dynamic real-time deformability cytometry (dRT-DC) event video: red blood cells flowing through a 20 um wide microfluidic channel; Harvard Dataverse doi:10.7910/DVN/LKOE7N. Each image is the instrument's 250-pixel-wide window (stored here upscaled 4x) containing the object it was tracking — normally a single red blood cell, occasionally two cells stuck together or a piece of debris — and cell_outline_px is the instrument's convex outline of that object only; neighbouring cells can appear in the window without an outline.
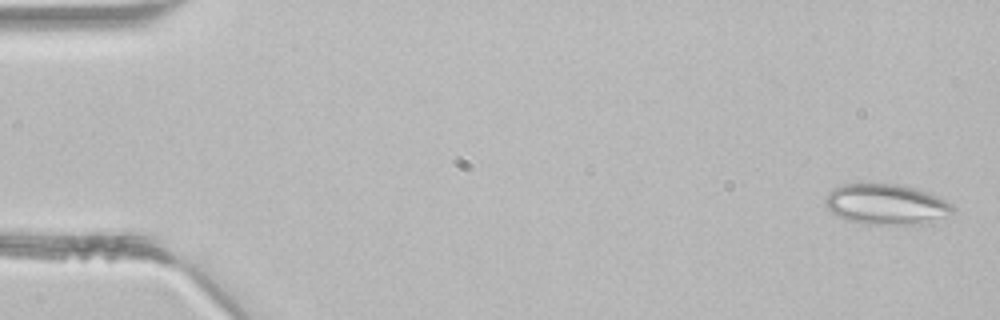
{"species": "common noctule bat (a hibernating species)", "species_latin": "Nyctalus noctula", "temperature_condition": "room temperature", "stored_images_in_passage": 3, "camera_frame_rate_fps": 3000, "um_per_image_px": 0.085, "animal": {"sex": "male", "body_mass_g": 21.5, "forearm_length_mm": 52.0}, "frame": {"image": 1, "passage_image": 3, "time_ms": 0.667, "image_size_px": [1000, 320], "cell_outline_px": [[956, 208], [952, 212], [932, 224], [864, 224], [848, 220], [832, 212], [828, 208], [824, 200], [828, 192], [832, 188], [844, 184], [892, 184], [912, 188], [936, 196], [952, 204]], "centroid_in_image_um": [75.34, 17.39], "position_along_channel_um": 9.7, "area_um2": 29.88}}